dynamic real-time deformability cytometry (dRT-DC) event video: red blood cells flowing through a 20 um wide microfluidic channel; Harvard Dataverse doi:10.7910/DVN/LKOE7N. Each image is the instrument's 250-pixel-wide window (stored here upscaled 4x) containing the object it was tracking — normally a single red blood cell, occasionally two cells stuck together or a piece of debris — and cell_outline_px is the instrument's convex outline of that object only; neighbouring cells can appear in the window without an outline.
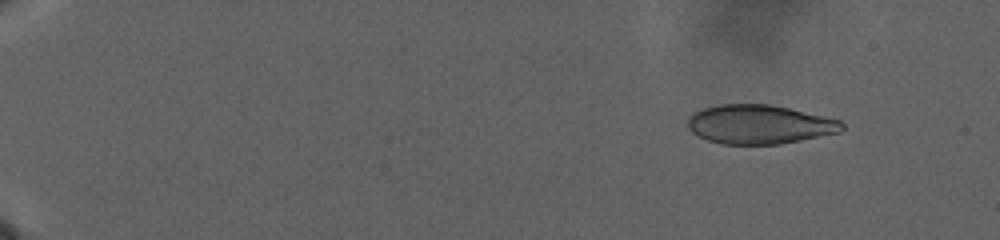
{"species": "human", "species_latin": "Homo sapiens", "temperature_condition": "warm", "stored_images_in_passage": 40, "camera_frame_rate_fps": 3000, "um_per_image_px": 0.085, "donor": {"sex": "male"}, "frame": {"image": 1, "passage_image": 6, "time_ms": 5.0, "image_size_px": [1000, 240], "cell_outline_px": [[844, 128], [840, 132], [780, 144], [720, 144], [708, 140], [692, 132], [688, 128], [688, 120], [696, 112], [704, 108], [720, 104], [768, 104], [828, 116], [840, 120], [844, 124]], "centroid_in_image_um": [64.59, 10.57], "position_along_channel_um": 20.4, "area_um2": 34.97}}
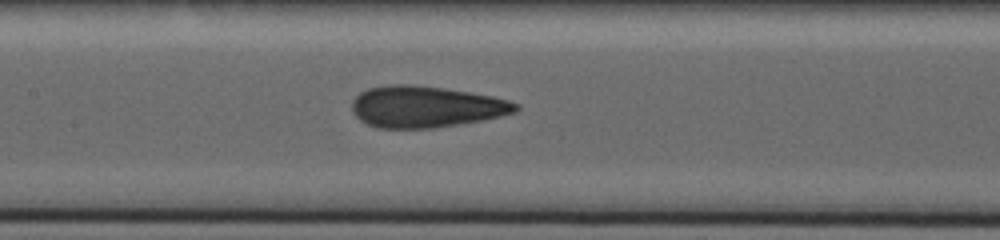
{"frame": {"image": 2, "passage_image": 24, "time_ms": 22.333, "image_size_px": [1000, 240], "cell_outline_px": [[520, 108], [516, 112], [484, 120], [432, 128], [376, 128], [360, 120], [352, 112], [352, 100], [360, 92], [368, 88], [388, 84], [412, 84], [444, 88], [492, 96], [508, 100], [520, 104]], "centroid_in_image_um": [36.18, 9.07], "position_along_channel_um": 171.2, "area_um2": 39.71}}
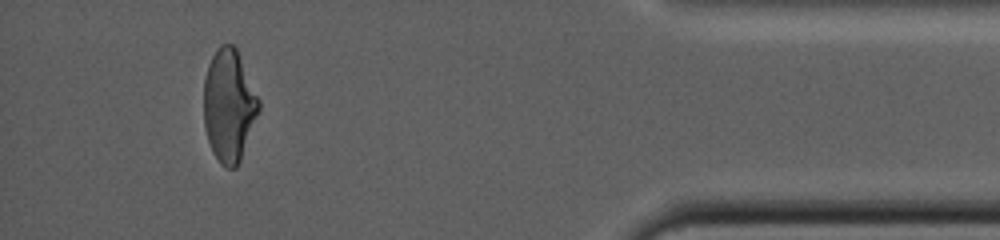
{"frame": {"image": 3, "passage_image": 38, "time_ms": 37.667, "image_size_px": [1000, 240], "cell_outline_px": [[260, 108], [240, 160], [236, 168], [228, 168], [220, 164], [212, 152], [208, 140], [204, 124], [204, 80], [208, 64], [216, 48], [220, 44], [232, 44], [236, 48], [260, 100]], "centroid_in_image_um": [19.45, 8.96], "position_along_channel_um": 415.8, "area_um2": 35.95}}